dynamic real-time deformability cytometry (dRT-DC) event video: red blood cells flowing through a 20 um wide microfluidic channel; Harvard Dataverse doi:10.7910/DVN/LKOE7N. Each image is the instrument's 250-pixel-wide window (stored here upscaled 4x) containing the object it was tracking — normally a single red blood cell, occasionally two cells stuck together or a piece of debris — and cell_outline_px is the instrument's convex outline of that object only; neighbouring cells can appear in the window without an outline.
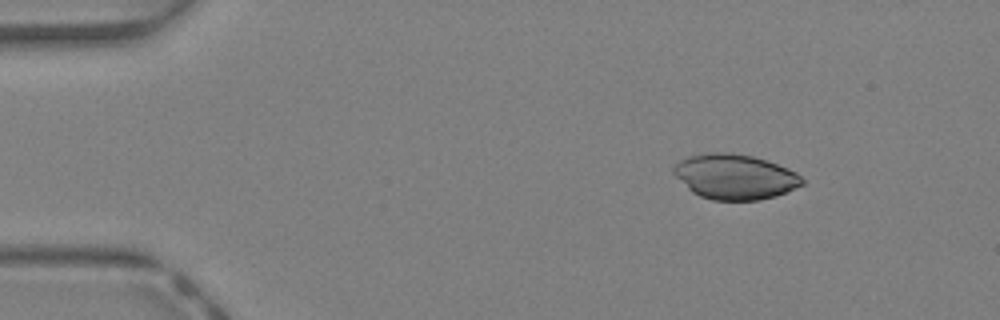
{"species": "Egyptian fruit bat (a non-hibernating species)", "species_latin": "Rousettus aegyptiacus", "temperature_condition": "warm", "stored_images_in_passage": 35, "camera_frame_rate_fps": 3000, "um_per_image_px": 0.085, "animal": {"sex": "female"}, "frame": {"image": 1, "passage_image": 1, "time_ms": 0.0, "image_size_px": [1000, 320], "cell_outline_px": [[804, 184], [776, 196], [760, 200], [712, 200], [700, 196], [692, 192], [672, 172], [672, 168], [680, 160], [688, 156], [708, 152], [732, 152], [752, 156], [788, 168], [796, 172], [804, 180]], "centroid_in_image_um": [62.45, 15.02], "position_along_channel_um": 22.5, "area_um2": 33.76}}
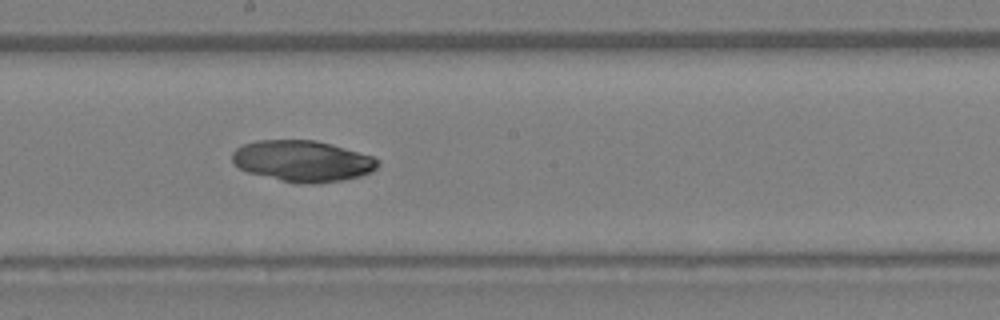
{"frame": {"image": 2, "passage_image": 19, "time_ms": 6.0, "image_size_px": [1000, 320], "cell_outline_px": [[380, 164], [372, 172], [360, 176], [340, 180], [316, 184], [300, 184], [280, 180], [248, 172], [240, 168], [232, 160], [232, 152], [236, 148], [244, 144], [260, 140], [316, 140], [332, 144], [372, 156], [380, 160]], "centroid_in_image_um": [25.74, 13.69], "position_along_channel_um": 222.5, "area_um2": 34.91}}
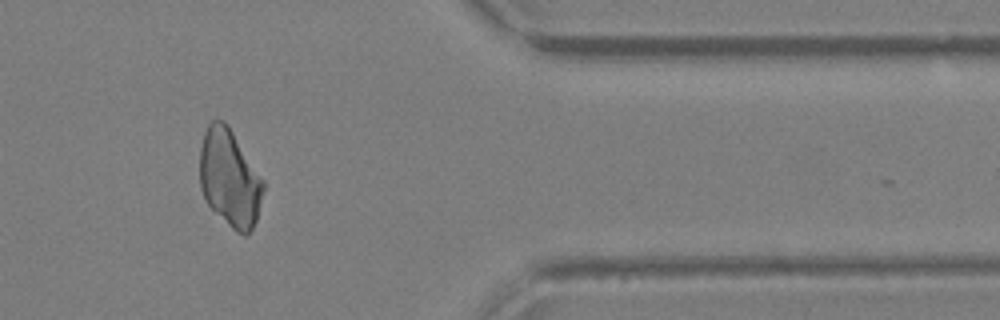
{"frame": {"image": 3, "passage_image": 31, "time_ms": 10.0, "image_size_px": [1000, 320], "cell_outline_px": [[264, 188], [256, 220], [252, 228], [244, 236], [236, 232], [208, 204], [200, 188], [200, 148], [204, 132], [208, 124], [212, 120], [224, 120], [228, 124], [264, 180]], "centroid_in_image_um": [19.52, 15.11], "position_along_channel_um": 391.9, "area_um2": 35.89}}